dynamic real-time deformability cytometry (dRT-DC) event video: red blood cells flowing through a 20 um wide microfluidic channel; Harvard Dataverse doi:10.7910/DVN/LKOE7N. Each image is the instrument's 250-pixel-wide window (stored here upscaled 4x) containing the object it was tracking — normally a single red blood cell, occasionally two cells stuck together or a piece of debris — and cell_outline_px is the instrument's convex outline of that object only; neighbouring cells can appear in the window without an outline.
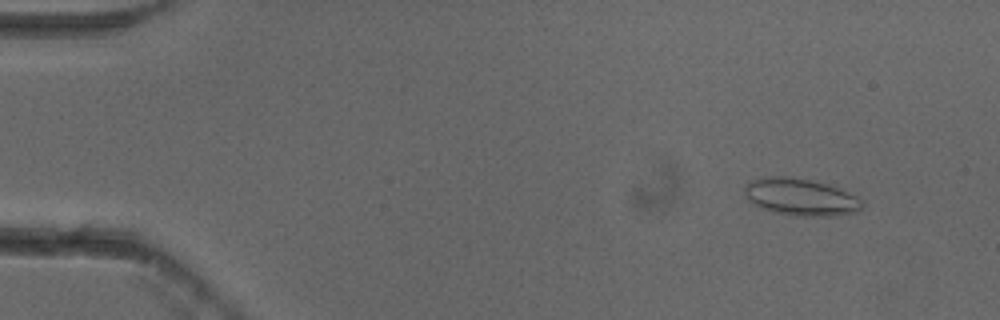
{"species": "common noctule bat (a hibernating species)", "species_latin": "Nyctalus noctula", "temperature_condition": "cold", "stored_images_in_passage": 55, "camera_frame_rate_fps": 3000, "um_per_image_px": 0.085, "animal": {"sex": "female"}, "frame": {"image": 1, "passage_image": 6, "time_ms": 1.667, "image_size_px": [1000, 320], "cell_outline_px": [[864, 204], [856, 212], [836, 216], [792, 216], [772, 212], [760, 208], [752, 204], [748, 200], [744, 192], [744, 184], [752, 180], [764, 176], [792, 176], [828, 184], [840, 188], [864, 200]], "centroid_in_image_um": [68.03, 16.75], "position_along_channel_um": 17.0, "area_um2": 26.01}}
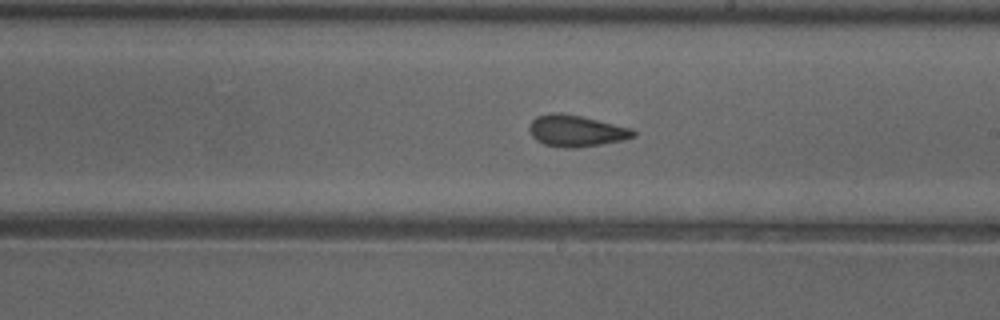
{"frame": {"image": 2, "passage_image": 32, "time_ms": 10.333, "image_size_px": [1000, 320], "cell_outline_px": [[636, 136], [624, 140], [576, 148], [564, 148], [544, 144], [536, 140], [532, 136], [528, 128], [528, 124], [536, 116], [552, 112], [560, 112], [580, 116], [632, 128], [636, 132]], "centroid_in_image_um": [48.95, 11.12], "position_along_channel_um": 240.1, "area_um2": 19.19}}
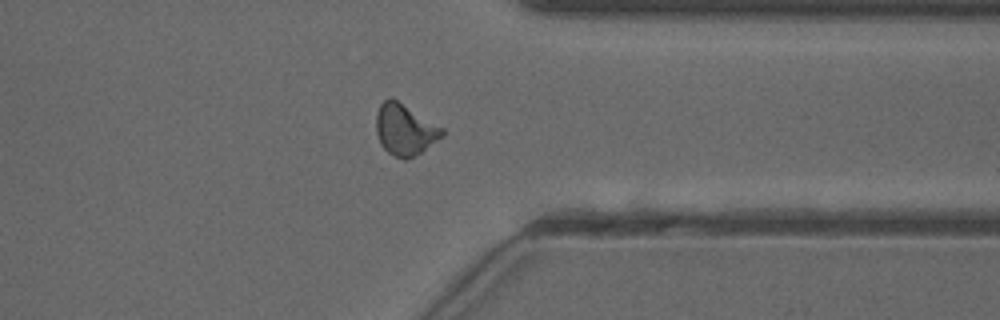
{"frame": {"image": 3, "passage_image": 43, "time_ms": 14.0, "image_size_px": [1000, 320], "cell_outline_px": [[444, 136], [420, 152], [404, 160], [388, 152], [380, 144], [376, 132], [376, 112], [380, 104], [388, 96], [392, 96], [444, 128]], "centroid_in_image_um": [34.4, 10.97], "position_along_channel_um": 377.0, "area_um2": 19.83}, "authors_computed_cell_mechanics": {"area_um2": 18.9584, "velocity_mm_per_s": 3.8438, "shape_relaxation_time_tau1_ms": 7.438, "shape_relaxation_time_tau2_ms": 1.5059, "deformation_change_tau1": 0.1298, "deformation_change_tau2": 0.0641}}